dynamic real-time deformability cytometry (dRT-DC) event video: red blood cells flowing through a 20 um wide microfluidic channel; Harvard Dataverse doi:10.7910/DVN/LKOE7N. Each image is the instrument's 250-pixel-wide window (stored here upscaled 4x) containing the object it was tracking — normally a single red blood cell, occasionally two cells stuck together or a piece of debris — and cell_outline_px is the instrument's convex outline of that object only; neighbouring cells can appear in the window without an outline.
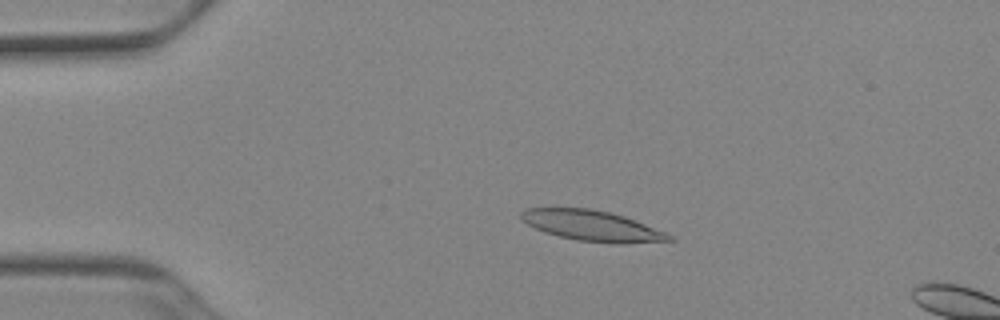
{"species": "Egyptian fruit bat (a non-hibernating species)", "species_latin": "Rousettus aegyptiacus", "temperature_condition": "cold", "stored_images_in_passage": 15, "camera_frame_rate_fps": 3000, "um_per_image_px": 0.085, "animal": {"sex": "female"}, "frame": {"image": 1, "passage_image": 11, "time_ms": 3.333, "image_size_px": [1000, 320], "cell_outline_px": [[676, 240], [624, 244], [616, 244], [576, 240], [544, 232], [528, 224], [520, 216], [520, 212], [528, 208], [592, 208], [624, 216], [664, 232], [672, 236]], "centroid_in_image_um": [50.34, 19.2], "position_along_channel_um": 34.7, "area_um2": 26.13}}